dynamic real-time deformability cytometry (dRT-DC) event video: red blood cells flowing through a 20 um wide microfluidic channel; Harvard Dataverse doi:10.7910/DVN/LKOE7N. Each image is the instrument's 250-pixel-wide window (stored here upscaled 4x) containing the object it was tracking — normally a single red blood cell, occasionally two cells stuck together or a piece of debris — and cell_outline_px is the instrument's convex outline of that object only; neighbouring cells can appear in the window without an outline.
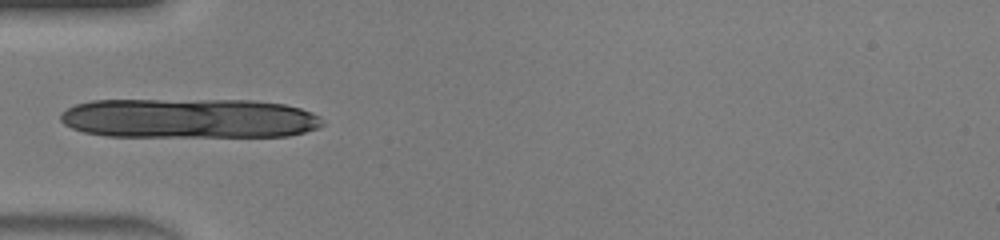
{"species": "human", "species_latin": "Homo sapiens", "temperature_condition": "warm", "stored_images_in_passage": 32, "camera_frame_rate_fps": 3000, "um_per_image_px": 0.085, "donor": {"sex": "male"}, "frame": {"image": 1, "passage_image": 1, "time_ms": 0.0, "image_size_px": [1000, 240], "cell_outline_px": [[324, 124], [320, 128], [288, 136], [108, 136], [84, 132], [72, 128], [64, 124], [60, 120], [60, 112], [76, 104], [92, 100], [256, 100], [284, 104], [300, 108], [312, 112], [320, 116], [324, 120]], "centroid_in_image_um": [16.1, 10.05], "position_along_channel_um": 68.9, "area_um2": 61.15}}
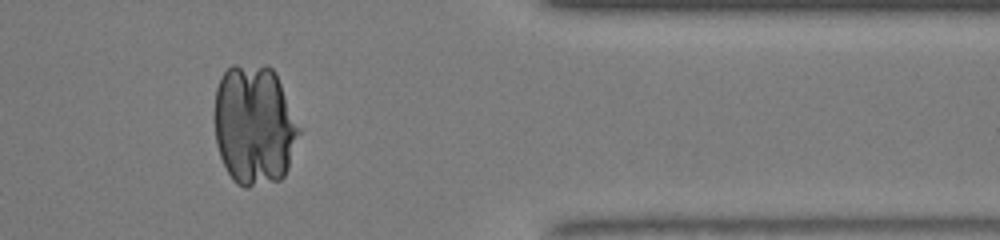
{"frame": {"image": 2, "passage_image": 24, "time_ms": 7.667, "image_size_px": [1000, 240], "cell_outline_px": [[304, 128], [288, 168], [284, 176], [280, 180], [248, 188], [244, 188], [236, 184], [232, 180], [220, 156], [216, 144], [216, 88], [220, 76], [232, 64], [268, 64], [276, 72]], "centroid_in_image_um": [21.69, 10.61], "position_along_channel_um": 389.7, "area_um2": 60.86}}
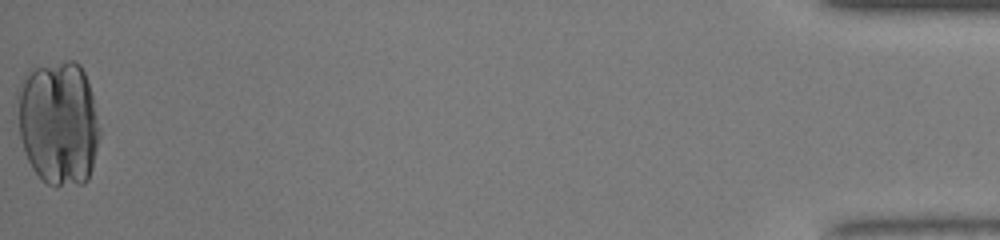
{"frame": {"image": 3, "passage_image": 32, "time_ms": 10.333, "image_size_px": [1000, 240], "cell_outline_px": [[100, 136], [92, 168], [88, 180], [84, 184], [56, 188], [48, 184], [32, 168], [24, 152], [20, 136], [16, 100], [16, 88], [28, 68], [64, 60], [72, 60], [80, 64], [84, 72], [92, 96], [100, 128]], "centroid_in_image_um": [4.94, 10.43], "position_along_channel_um": 430.3, "area_um2": 60.86}}